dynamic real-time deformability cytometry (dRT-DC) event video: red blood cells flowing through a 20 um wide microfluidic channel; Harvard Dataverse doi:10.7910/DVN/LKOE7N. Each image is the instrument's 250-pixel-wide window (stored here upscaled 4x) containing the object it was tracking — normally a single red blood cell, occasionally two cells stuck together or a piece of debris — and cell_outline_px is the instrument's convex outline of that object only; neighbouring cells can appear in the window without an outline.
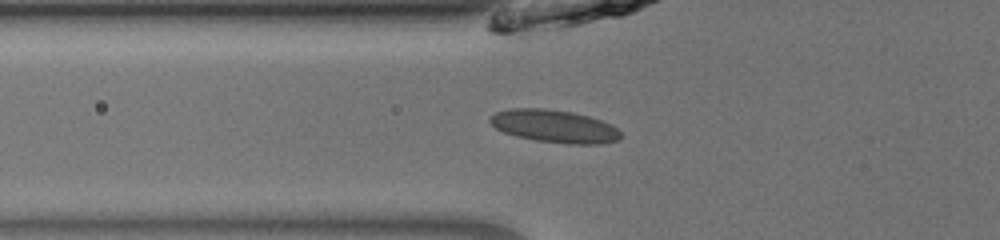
{"species": "common noctule bat (a hibernating species)", "species_latin": "Nyctalus noctula", "temperature_condition": "room temperature", "stored_images_in_passage": 33, "camera_frame_rate_fps": 3000, "um_per_image_px": 0.085, "animal": {"sex": "male", "body_mass_g": 13.0, "forearm_length_mm": 53.1}, "frame": {"image": 1, "passage_image": 2, "time_ms": 0.333, "image_size_px": [1000, 240], "cell_outline_px": [[620, 136], [616, 140], [600, 144], [568, 144], [536, 140], [516, 136], [504, 132], [496, 128], [488, 120], [488, 116], [496, 112], [512, 108], [544, 108], [572, 112], [588, 116], [612, 124], [620, 132]], "centroid_in_image_um": [47.09, 10.72], "position_along_channel_um": 78.7, "area_um2": 24.85}}
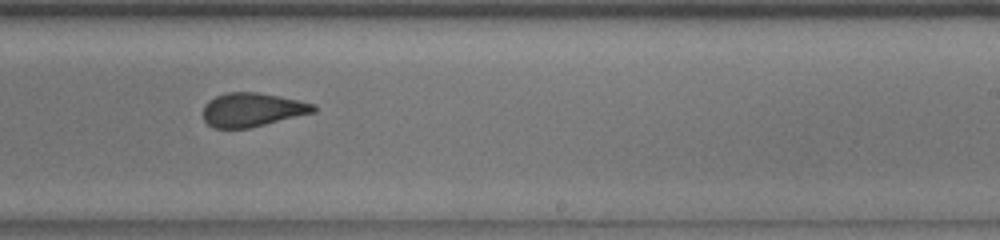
{"frame": {"image": 2, "passage_image": 16, "time_ms": 5.0, "image_size_px": [1000, 240], "cell_outline_px": [[316, 112], [248, 128], [216, 128], [208, 124], [204, 120], [204, 104], [208, 100], [216, 96], [228, 92], [256, 92], [280, 96], [316, 104]], "centroid_in_image_um": [21.45, 9.32], "position_along_channel_um": 267.6, "area_um2": 21.68}}
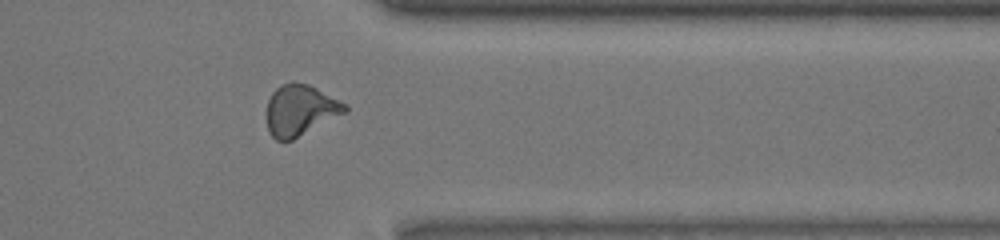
{"frame": {"image": 3, "passage_image": 25, "time_ms": 8.0, "image_size_px": [1000, 240], "cell_outline_px": [[348, 112], [292, 140], [276, 140], [268, 132], [264, 112], [268, 100], [272, 92], [280, 84], [292, 80], [308, 84], [348, 104]], "centroid_in_image_um": [25.49, 9.35], "position_along_channel_um": 385.9, "area_um2": 23.87}, "authors_computed_cell_mechanics": {"area_um2": 22.5998, "velocity_mm_per_s": 4.0193, "shape_relaxation_time_tau1_ms": 7.4071, "shape_relaxation_time_tau2_ms": 0.9469, "deformation_change_tau1": 0.1865, "deformation_change_tau2": 0.0658}}